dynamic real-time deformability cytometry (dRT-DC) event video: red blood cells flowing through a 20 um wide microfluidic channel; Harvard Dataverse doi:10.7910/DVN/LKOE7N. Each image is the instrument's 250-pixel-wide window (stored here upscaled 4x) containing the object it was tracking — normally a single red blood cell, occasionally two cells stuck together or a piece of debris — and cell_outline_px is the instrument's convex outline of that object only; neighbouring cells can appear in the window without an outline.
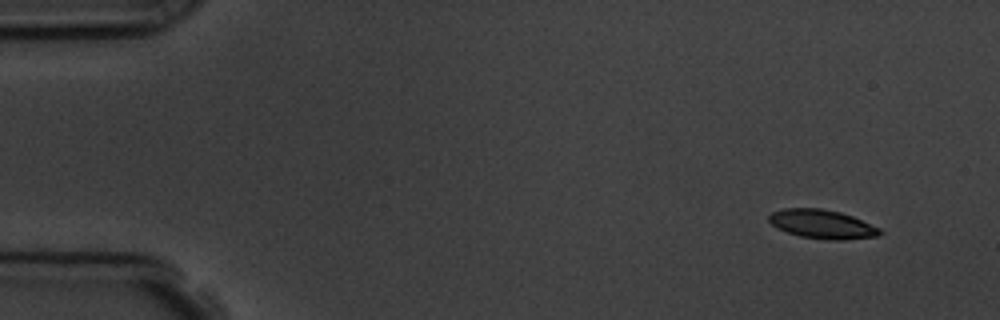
{"species": "common noctule bat (a hibernating species)", "species_latin": "Nyctalus noctula", "temperature_condition": "room temperature", "stored_images_in_passage": 8, "camera_frame_rate_fps": 3000, "um_per_image_px": 0.085, "animal": {"sex": "male", "body_mass_g": 19.5, "forearm_length_mm": 54.6}, "frame": {"image": 1, "passage_image": 1, "time_ms": 0.0, "image_size_px": [1000, 320], "cell_outline_px": [[884, 232], [880, 236], [844, 240], [832, 240], [800, 236], [788, 232], [772, 224], [768, 220], [768, 216], [772, 212], [784, 208], [820, 208], [840, 212], [852, 216], [880, 228]], "centroid_in_image_um": [69.93, 19.05], "position_along_channel_um": 15.1, "area_um2": 18.61}}
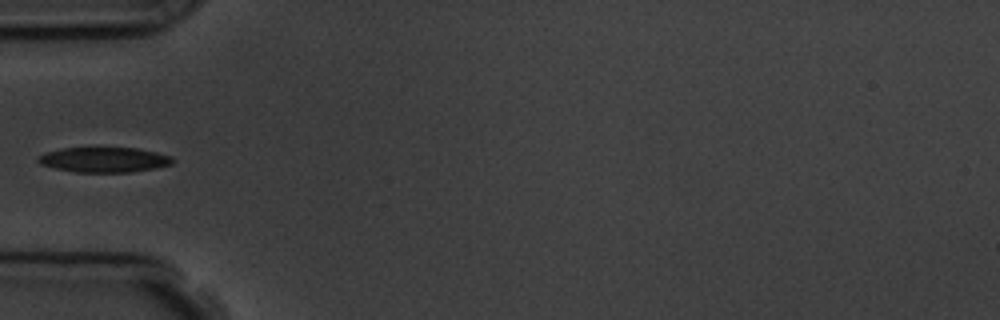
{"frame": {"image": 2, "passage_image": 5, "time_ms": 4.667, "image_size_px": [1000, 320], "cell_outline_px": [[176, 160], [172, 164], [156, 168], [132, 172], [76, 172], [56, 168], [40, 164], [36, 160], [44, 152], [64, 148], [136, 148], [156, 152], [172, 156]], "centroid_in_image_um": [8.89, 13.58], "position_along_channel_um": 76.1, "area_um2": 19.65}}
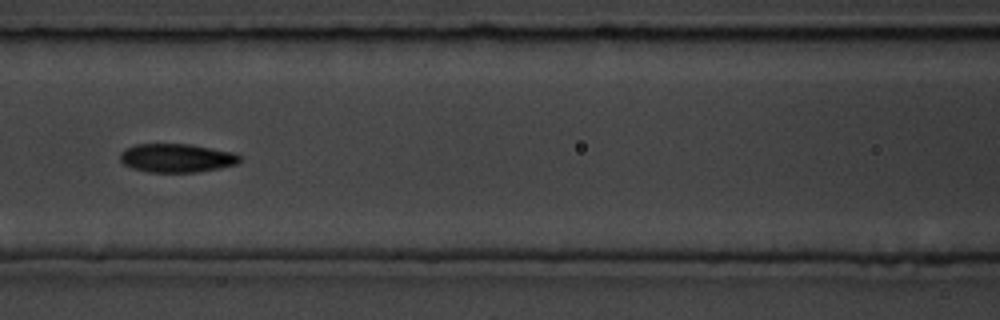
{"frame": {"image": 3, "passage_image": 7, "time_ms": 6.667, "image_size_px": [1000, 320], "cell_outline_px": [[240, 160], [236, 164], [220, 168], [196, 172], [148, 172], [132, 168], [124, 164], [120, 160], [120, 152], [136, 144], [192, 144], [232, 152], [240, 156]], "centroid_in_image_um": [15.01, 13.43], "position_along_channel_um": 151.6, "area_um2": 19.88}}